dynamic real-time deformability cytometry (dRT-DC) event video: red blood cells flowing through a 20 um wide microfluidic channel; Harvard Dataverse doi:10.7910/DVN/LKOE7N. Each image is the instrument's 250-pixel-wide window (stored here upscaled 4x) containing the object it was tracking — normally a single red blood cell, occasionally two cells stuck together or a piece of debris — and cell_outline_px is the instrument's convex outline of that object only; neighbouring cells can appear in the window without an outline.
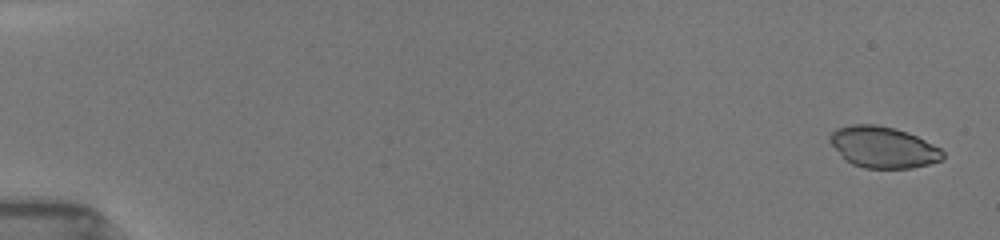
{"species": "common noctule bat (a hibernating species)", "species_latin": "Nyctalus noctula", "temperature_condition": "room temperature", "stored_images_in_passage": 11, "camera_frame_rate_fps": 3000, "um_per_image_px": 0.085, "animal": {"sex": "female", "body_mass_g": 19.5, "forearm_length_mm": 54.1}, "frame": {"image": 1, "passage_image": 1, "time_ms": 0.0, "image_size_px": [1000, 240], "cell_outline_px": [[944, 156], [940, 160], [928, 164], [912, 168], [864, 168], [852, 164], [844, 160], [828, 140], [828, 136], [836, 128], [852, 124], [876, 124], [896, 128], [908, 132], [940, 148], [944, 152]], "centroid_in_image_um": [75.03, 12.5], "position_along_channel_um": 10.0, "area_um2": 27.28}}
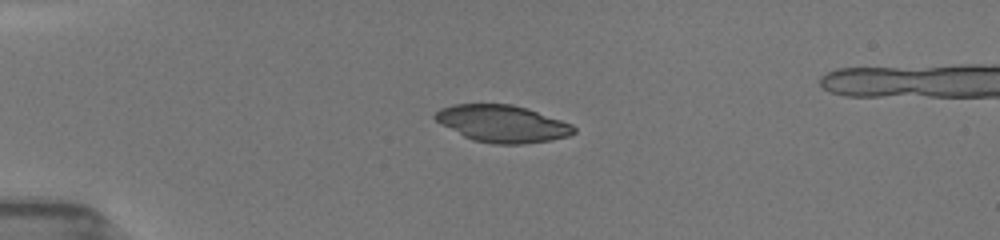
{"frame": {"image": 2, "passage_image": 8, "time_ms": 4.0, "image_size_px": [1000, 240], "cell_outline_px": [[576, 132], [568, 136], [552, 140], [524, 144], [492, 144], [472, 140], [464, 136], [436, 120], [432, 116], [440, 108], [452, 104], [512, 104], [528, 108], [572, 124], [576, 128]], "centroid_in_image_um": [42.73, 10.51], "position_along_channel_um": 42.3, "area_um2": 30.0}}